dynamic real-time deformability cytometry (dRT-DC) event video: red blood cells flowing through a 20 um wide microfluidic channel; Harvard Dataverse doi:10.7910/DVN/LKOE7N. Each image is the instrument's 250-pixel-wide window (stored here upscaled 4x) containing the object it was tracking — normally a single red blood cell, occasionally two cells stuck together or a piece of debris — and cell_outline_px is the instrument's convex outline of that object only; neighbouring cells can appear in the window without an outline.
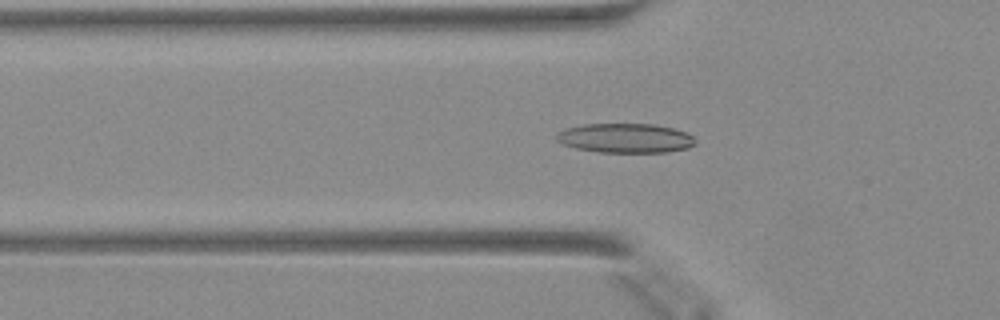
{"species": "Egyptian fruit bat (a non-hibernating species)", "species_latin": "Rousettus aegyptiacus", "temperature_condition": "warm", "stored_images_in_passage": 6, "camera_frame_rate_fps": 3000, "um_per_image_px": 0.085, "animal": {"sex": "female"}, "frame": {"image": 1, "passage_image": 4, "time_ms": 1.0, "image_size_px": [1000, 320], "cell_outline_px": [[696, 144], [688, 148], [668, 152], [596, 152], [576, 148], [564, 144], [556, 140], [556, 132], [564, 128], [584, 124], [656, 124], [688, 132], [696, 140]], "centroid_in_image_um": [53.16, 11.73], "position_along_channel_um": 72.6, "area_um2": 24.04}}